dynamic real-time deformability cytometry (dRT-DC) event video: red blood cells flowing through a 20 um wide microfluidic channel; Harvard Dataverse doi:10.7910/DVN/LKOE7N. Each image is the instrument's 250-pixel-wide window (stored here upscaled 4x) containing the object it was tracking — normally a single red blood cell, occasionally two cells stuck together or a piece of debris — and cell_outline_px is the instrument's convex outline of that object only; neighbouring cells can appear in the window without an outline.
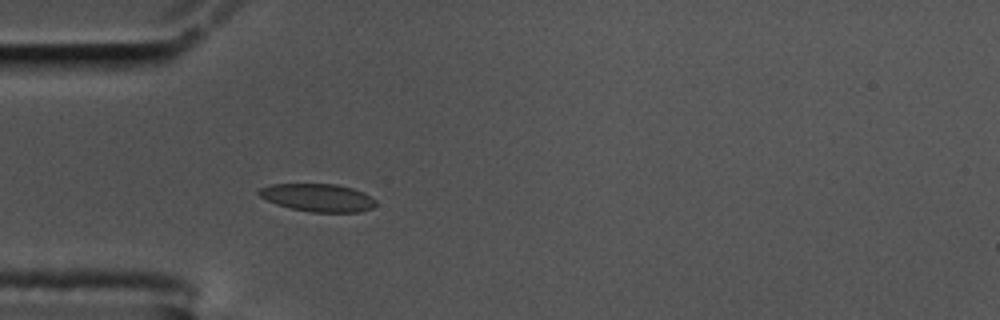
{"species": "common noctule bat (a hibernating species)", "species_latin": "Nyctalus noctula", "temperature_condition": "cold", "stored_images_in_passage": 42, "camera_frame_rate_fps": 3000, "um_per_image_px": 0.085, "animal": {"sex": "male", "body_mass_g": 17.5, "forearm_length_mm": 52.3}, "frame": {"image": 1, "passage_image": 1, "time_ms": 0.0, "image_size_px": [1000, 320], "cell_outline_px": [[376, 204], [372, 208], [360, 212], [312, 212], [292, 208], [276, 204], [260, 196], [256, 192], [260, 188], [272, 184], [336, 184], [352, 188], [364, 192], [372, 196], [376, 200]], "centroid_in_image_um": [27.05, 16.79], "position_along_channel_um": 57.9, "area_um2": 18.96}}
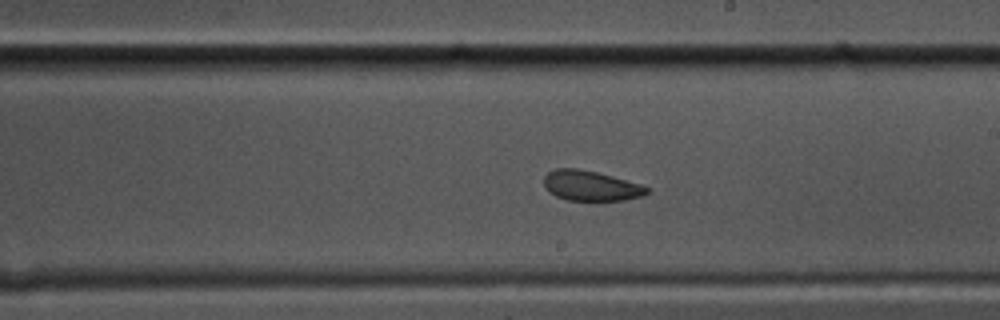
{"frame": {"image": 2, "passage_image": 17, "time_ms": 5.333, "image_size_px": [1000, 320], "cell_outline_px": [[652, 188], [648, 192], [640, 196], [624, 200], [568, 200], [556, 196], [548, 192], [544, 184], [544, 176], [548, 172], [556, 168], [576, 168], [596, 172], [612, 176], [640, 184]], "centroid_in_image_um": [50.2, 15.78], "position_along_channel_um": 238.8, "area_um2": 17.98}}
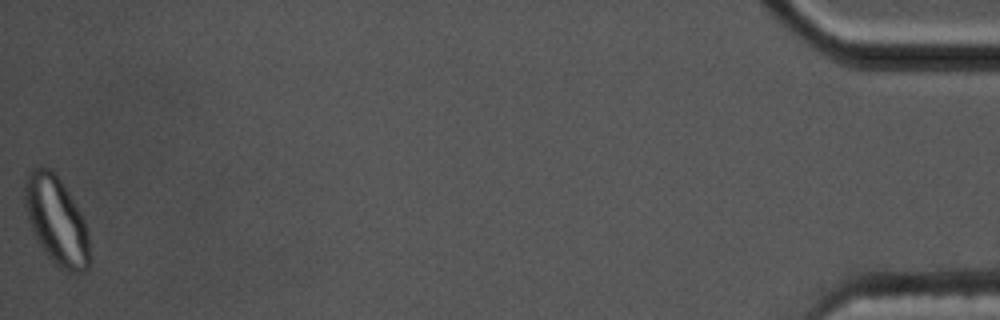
{"frame": {"image": 3, "passage_image": 42, "time_ms": 13.667, "image_size_px": [1000, 320], "cell_outline_px": [[92, 260], [88, 268], [84, 272], [68, 272], [60, 268], [48, 256], [40, 244], [32, 228], [24, 204], [24, 180], [28, 172], [32, 168], [40, 164], [48, 168], [60, 180], [68, 192], [84, 220], [88, 232]], "centroid_in_image_um": [4.81, 18.75], "position_along_channel_um": 430.4, "area_um2": 33.29}, "authors_computed_cell_mechanics": {"area_um2": 19.1607, "velocity_mm_per_s": 3.4672, "shape_relaxation_time_tau1_ms": null, "shape_relaxation_time_tau2_ms": 2.0686, "deformation_change_tau1": null, "deformation_change_tau2": 0.0606}}